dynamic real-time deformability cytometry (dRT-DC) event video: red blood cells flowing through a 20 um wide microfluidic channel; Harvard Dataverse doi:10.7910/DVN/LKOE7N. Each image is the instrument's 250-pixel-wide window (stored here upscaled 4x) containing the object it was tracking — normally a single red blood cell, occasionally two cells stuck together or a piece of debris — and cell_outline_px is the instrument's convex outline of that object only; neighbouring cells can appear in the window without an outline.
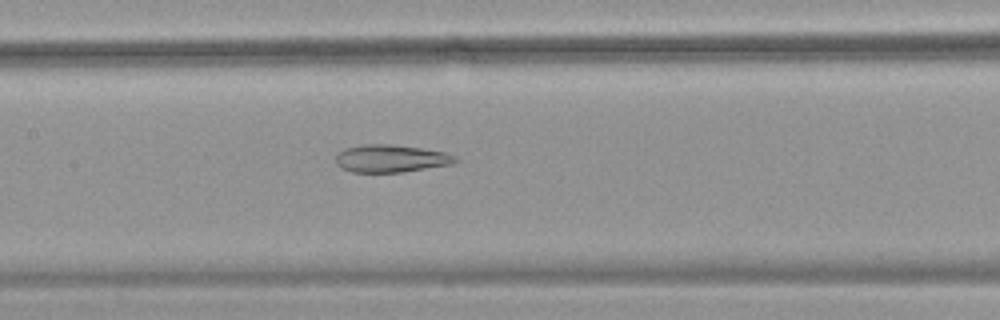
{"species": "common noctule bat (a hibernating species)", "species_latin": "Nyctalus noctula", "temperature_condition": "warm", "stored_images_in_passage": 42, "camera_frame_rate_fps": 3000, "um_per_image_px": 0.085, "animal": {"sex": "female", "body_mass_g": 18.4}, "frame": {"image": 1, "passage_image": 14, "time_ms": 4.333, "image_size_px": [1000, 320], "cell_outline_px": [[460, 160], [452, 164], [404, 172], [352, 172], [340, 168], [336, 164], [336, 156], [344, 148], [364, 144], [392, 144], [420, 148], [444, 152], [456, 156]], "centroid_in_image_um": [33.22, 13.47], "position_along_channel_um": 174.2, "area_um2": 19.31}}
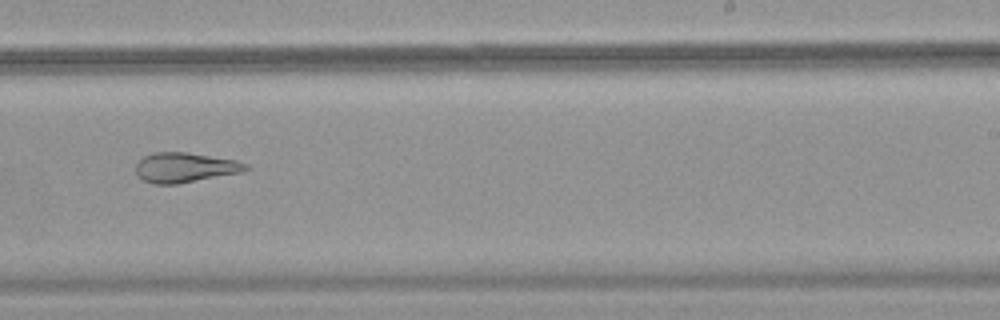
{"frame": {"image": 2, "passage_image": 22, "time_ms": 7.0, "image_size_px": [1000, 320], "cell_outline_px": [[252, 168], [244, 172], [176, 184], [152, 184], [136, 176], [136, 164], [144, 156], [152, 152], [188, 152], [236, 160], [248, 164]], "centroid_in_image_um": [15.74, 14.24], "position_along_channel_um": 273.3, "area_um2": 19.36}}
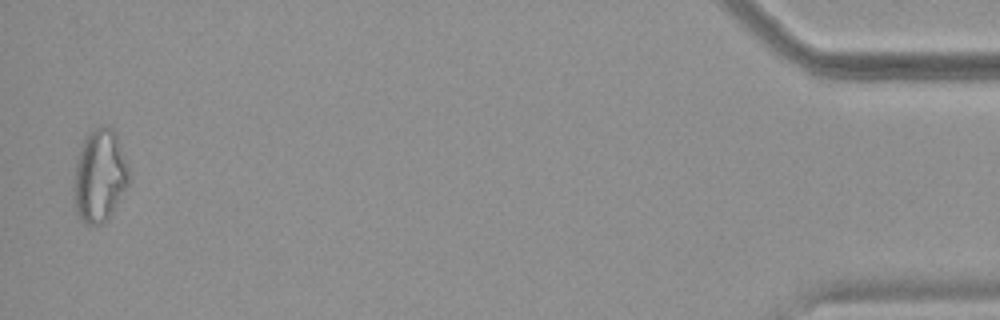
{"frame": {"image": 3, "passage_image": 41, "time_ms": 13.333, "image_size_px": [1000, 320], "cell_outline_px": [[132, 180], [112, 212], [100, 224], [88, 224], [80, 220], [76, 212], [76, 164], [84, 140], [88, 132], [92, 128], [100, 124], [108, 124], [116, 132], [128, 164]], "centroid_in_image_um": [8.54, 14.87], "position_along_channel_um": 426.7, "area_um2": 29.59}, "authors_computed_cell_mechanics": {"area_um2": 22.1663, "velocity_mm_per_s": 3.7402, "shape_relaxation_time_tau1_ms": null, "shape_relaxation_time_tau2_ms": 3.2748, "deformation_change_tau1": null, "deformation_change_tau2": 0.1349}}